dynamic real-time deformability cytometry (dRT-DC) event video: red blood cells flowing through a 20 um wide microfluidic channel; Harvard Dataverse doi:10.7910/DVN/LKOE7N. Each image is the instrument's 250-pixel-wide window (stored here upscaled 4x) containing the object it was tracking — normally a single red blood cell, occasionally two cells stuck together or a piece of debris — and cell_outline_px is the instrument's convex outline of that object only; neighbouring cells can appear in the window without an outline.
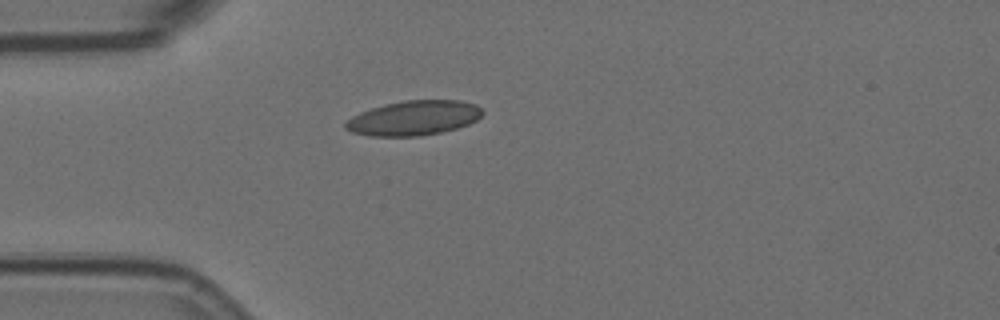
{"species": "Egyptian fruit bat (a non-hibernating species)", "species_latin": "Rousettus aegyptiacus", "temperature_condition": "room temperature", "stored_images_in_passage": 2, "camera_frame_rate_fps": 3000, "um_per_image_px": 0.085, "animal": {"sex": "female"}, "frame": {"image": 1, "passage_image": 1, "time_ms": 0.0, "image_size_px": [1000, 320], "cell_outline_px": [[484, 112], [476, 120], [468, 124], [456, 128], [440, 132], [420, 136], [368, 136], [352, 132], [344, 128], [344, 124], [352, 116], [360, 112], [384, 104], [404, 100], [460, 100], [476, 104]], "centroid_in_image_um": [35.15, 10.03], "position_along_channel_um": 49.8, "area_um2": 27.69}}